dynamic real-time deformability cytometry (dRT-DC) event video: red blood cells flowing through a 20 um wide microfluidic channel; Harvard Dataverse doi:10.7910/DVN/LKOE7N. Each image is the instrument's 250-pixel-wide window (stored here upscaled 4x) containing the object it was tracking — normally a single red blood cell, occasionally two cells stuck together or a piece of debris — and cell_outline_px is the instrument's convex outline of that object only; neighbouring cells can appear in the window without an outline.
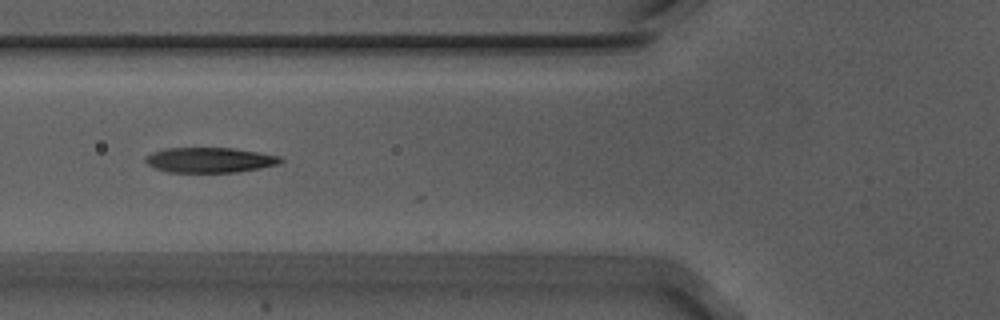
{"species": "Egyptian fruit bat (a non-hibernating species)", "species_latin": "Rousettus aegyptiacus", "temperature_condition": "warm", "stored_images_in_passage": 15, "camera_frame_rate_fps": 3000, "um_per_image_px": 0.085, "animal": {"sex": "male"}, "frame": {"image": 1, "passage_image": 8, "time_ms": 2.333, "image_size_px": [1000, 320], "cell_outline_px": [[284, 160], [280, 164], [260, 168], [236, 172], [168, 172], [156, 168], [148, 164], [144, 160], [144, 156], [152, 152], [164, 148], [232, 148], [280, 156]], "centroid_in_image_um": [17.81, 13.6], "position_along_channel_um": 108.0, "area_um2": 19.77}}
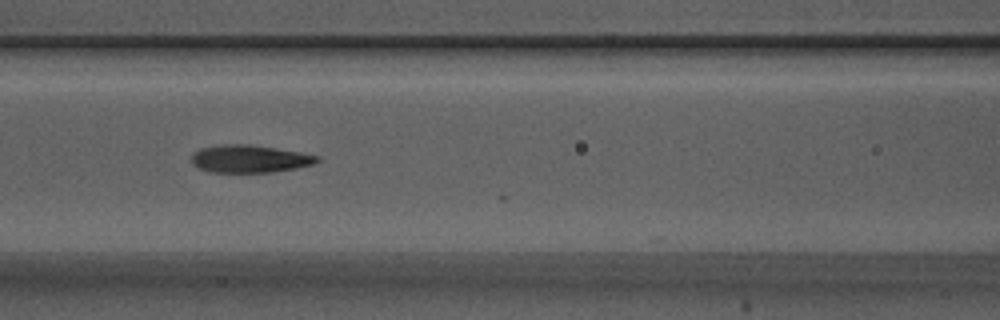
{"frame": {"image": 2, "passage_image": 11, "time_ms": 3.333, "image_size_px": [1000, 320], "cell_outline_px": [[320, 160], [316, 164], [296, 168], [272, 172], [208, 172], [192, 164], [192, 152], [200, 148], [220, 144], [248, 144], [300, 152], [320, 156]], "centroid_in_image_um": [21.22, 13.5], "position_along_channel_um": 145.4, "area_um2": 20.35}}
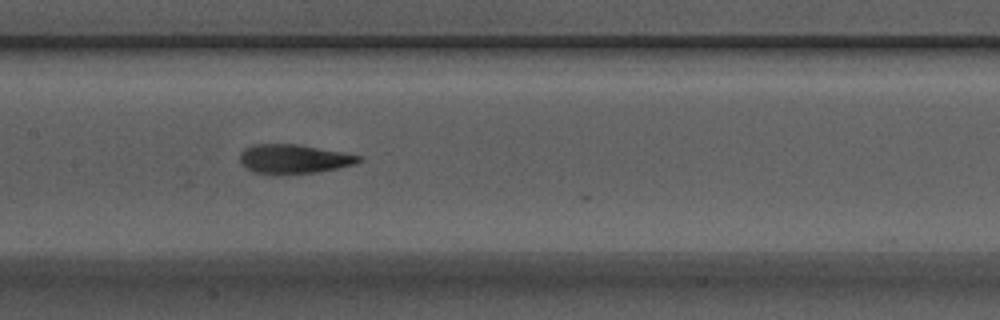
{"frame": {"image": 3, "passage_image": 14, "time_ms": 4.333, "image_size_px": [1000, 320], "cell_outline_px": [[364, 160], [356, 164], [340, 168], [316, 172], [280, 176], [272, 176], [252, 172], [240, 160], [240, 152], [244, 148], [252, 144], [296, 144], [364, 156]], "centroid_in_image_um": [24.98, 13.54], "position_along_channel_um": 182.4, "area_um2": 20.75}}